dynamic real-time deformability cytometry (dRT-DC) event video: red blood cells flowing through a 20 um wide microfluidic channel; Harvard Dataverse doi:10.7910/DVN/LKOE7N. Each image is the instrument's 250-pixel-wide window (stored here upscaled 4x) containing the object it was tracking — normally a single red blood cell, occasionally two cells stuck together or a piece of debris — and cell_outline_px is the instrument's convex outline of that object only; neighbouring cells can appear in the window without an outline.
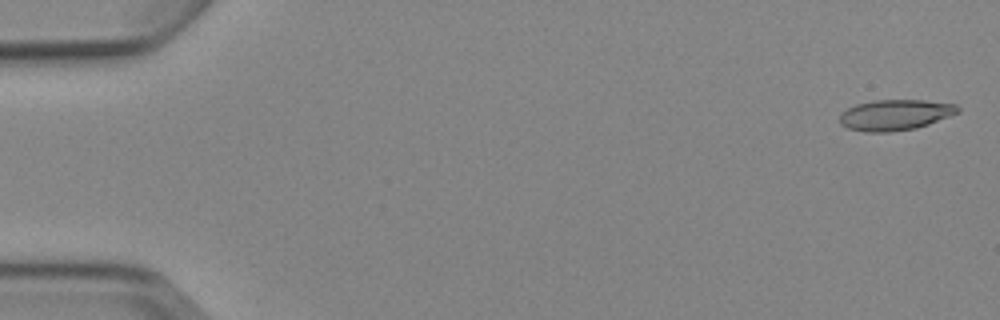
{"species": "Egyptian fruit bat (a non-hibernating species)", "species_latin": "Rousettus aegyptiacus", "temperature_condition": "cold", "stored_images_in_passage": 4, "camera_frame_rate_fps": 3000, "um_per_image_px": 0.085, "animal": {"sex": "female"}, "frame": {"image": 1, "passage_image": 1, "time_ms": 0.0, "image_size_px": [1000, 320], "cell_outline_px": [[960, 112], [928, 124], [916, 128], [888, 132], [864, 132], [848, 128], [840, 124], [840, 112], [856, 104], [876, 100], [924, 100], [956, 104], [960, 108]], "centroid_in_image_um": [76.08, 9.76], "position_along_channel_um": 8.9, "area_um2": 21.15}}
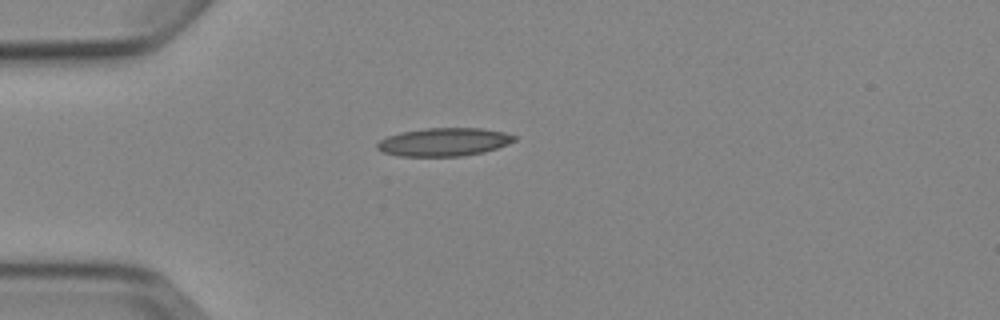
{"frame": {"image": 2, "passage_image": 4, "time_ms": 4.333, "image_size_px": [1000, 320], "cell_outline_px": [[516, 140], [496, 148], [484, 152], [460, 156], [396, 156], [384, 152], [376, 148], [376, 144], [380, 140], [388, 136], [400, 132], [424, 128], [480, 128], [504, 132], [516, 136]], "centroid_in_image_um": [37.71, 12.06], "position_along_channel_um": 47.3, "area_um2": 22.48}}